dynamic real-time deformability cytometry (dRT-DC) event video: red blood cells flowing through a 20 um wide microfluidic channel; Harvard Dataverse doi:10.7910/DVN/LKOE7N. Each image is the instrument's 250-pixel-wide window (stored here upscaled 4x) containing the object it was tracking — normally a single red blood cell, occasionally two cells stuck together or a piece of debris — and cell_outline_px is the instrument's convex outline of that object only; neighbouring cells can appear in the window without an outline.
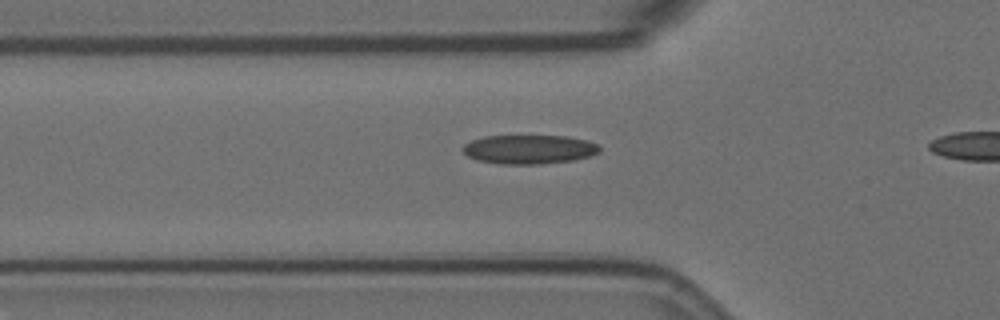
{"species": "Egyptian fruit bat (a non-hibernating species)", "species_latin": "Rousettus aegyptiacus", "temperature_condition": "room temperature", "stored_images_in_passage": 9, "camera_frame_rate_fps": 3000, "um_per_image_px": 0.085, "animal": {"sex": "female"}, "frame": {"image": 1, "passage_image": 3, "time_ms": 0.667, "image_size_px": [1000, 320], "cell_outline_px": [[600, 152], [592, 156], [572, 160], [540, 164], [500, 164], [476, 160], [468, 156], [460, 148], [464, 144], [472, 140], [484, 136], [568, 136], [588, 140], [596, 144], [600, 148]], "centroid_in_image_um": [44.97, 12.69], "position_along_channel_um": 80.8, "area_um2": 23.29}}
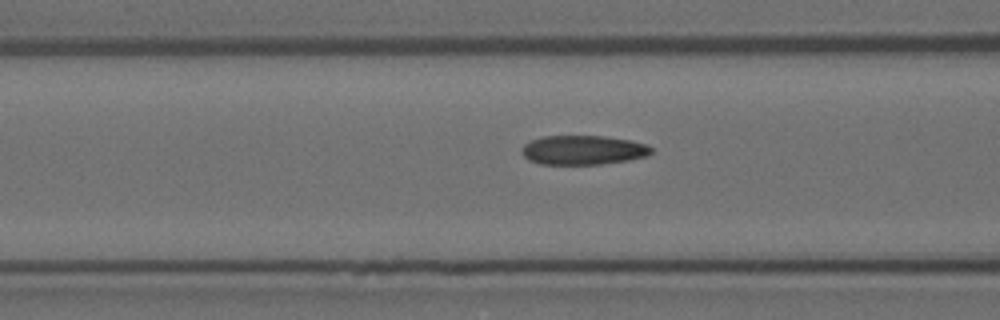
{"frame": {"image": 2, "passage_image": 6, "time_ms": 1.667, "image_size_px": [1000, 320], "cell_outline_px": [[652, 152], [648, 156], [628, 160], [600, 164], [540, 164], [528, 160], [520, 152], [520, 148], [524, 144], [532, 140], [544, 136], [604, 136], [628, 140], [648, 144], [652, 148]], "centroid_in_image_um": [49.55, 12.75], "position_along_channel_um": 117.1, "area_um2": 22.2}}